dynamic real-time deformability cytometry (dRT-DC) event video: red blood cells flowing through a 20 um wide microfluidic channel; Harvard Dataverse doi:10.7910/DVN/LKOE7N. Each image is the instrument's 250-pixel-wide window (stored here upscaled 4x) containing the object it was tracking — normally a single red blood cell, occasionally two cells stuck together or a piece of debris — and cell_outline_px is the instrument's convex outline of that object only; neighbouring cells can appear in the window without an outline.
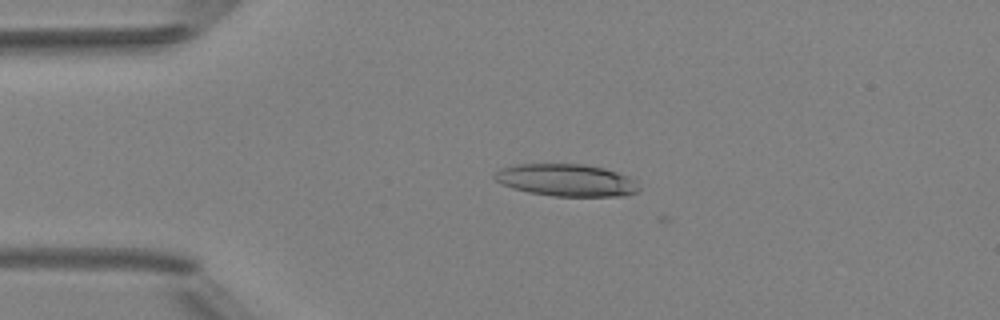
{"species": "Egyptian fruit bat (a non-hibernating species)", "species_latin": "Rousettus aegyptiacus", "temperature_condition": "room temperature", "stored_images_in_passage": 5, "camera_frame_rate_fps": 3000, "um_per_image_px": 0.085, "animal": {"sex": "female"}, "frame": {"image": 1, "passage_image": 4, "time_ms": 3.667, "image_size_px": [1000, 320], "cell_outline_px": [[640, 188], [636, 192], [624, 196], [552, 196], [528, 192], [512, 188], [500, 184], [492, 176], [500, 168], [516, 164], [584, 164], [604, 168], [628, 176]], "centroid_in_image_um": [48.09, 15.31], "position_along_channel_um": 36.9, "area_um2": 27.11}}